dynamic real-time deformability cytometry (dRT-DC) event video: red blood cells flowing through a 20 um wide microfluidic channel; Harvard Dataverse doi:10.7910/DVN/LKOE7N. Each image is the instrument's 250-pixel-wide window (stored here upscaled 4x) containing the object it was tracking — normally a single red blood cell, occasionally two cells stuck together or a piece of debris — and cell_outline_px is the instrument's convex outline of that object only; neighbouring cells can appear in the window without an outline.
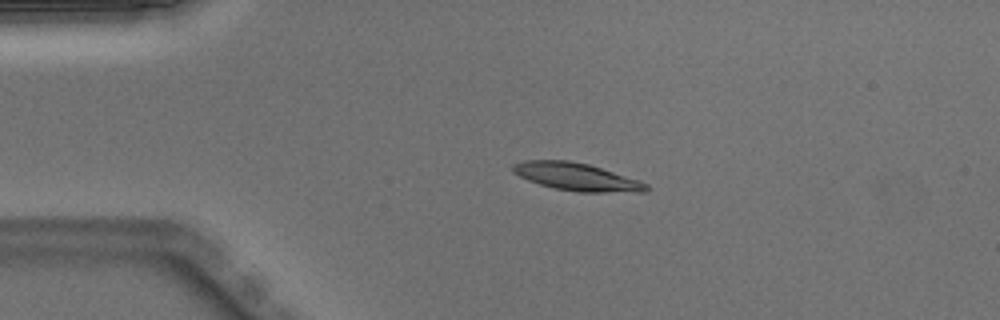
{"species": "Egyptian fruit bat (a non-hibernating species)", "species_latin": "Rousettus aegyptiacus", "temperature_condition": "warm", "stored_images_in_passage": 40, "camera_frame_rate_fps": 3000, "um_per_image_px": 0.085, "animal": {"sex": "male"}, "frame": {"image": 1, "passage_image": 1, "time_ms": 0.0, "image_size_px": [1000, 320], "cell_outline_px": [[648, 192], [576, 192], [556, 188], [540, 184], [528, 180], [512, 172], [512, 164], [524, 160], [568, 160], [588, 164], [640, 180], [648, 184]], "centroid_in_image_um": [49.02, 15.03], "position_along_channel_um": 36.0, "area_um2": 21.5}}
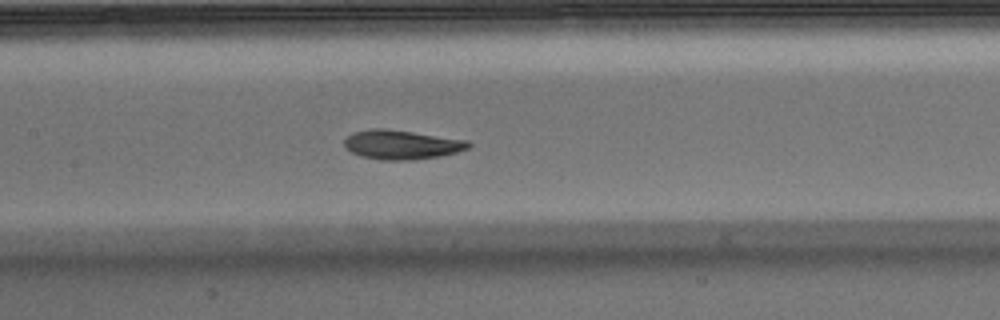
{"frame": {"image": 2, "passage_image": 14, "time_ms": 4.333, "image_size_px": [1000, 320], "cell_outline_px": [[472, 144], [468, 148], [456, 152], [440, 156], [412, 160], [380, 160], [360, 156], [352, 152], [344, 144], [344, 140], [352, 132], [372, 128], [384, 128], [468, 140]], "centroid_in_image_um": [34.13, 12.29], "position_along_channel_um": 173.3, "area_um2": 21.1}}
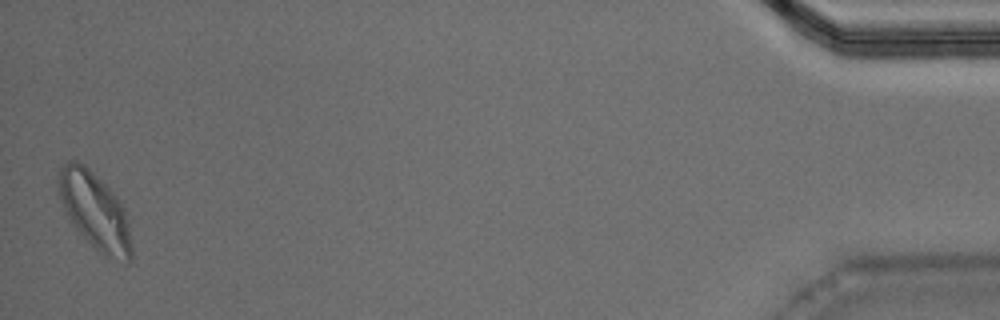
{"frame": {"image": 3, "passage_image": 40, "time_ms": 13.0, "image_size_px": [1000, 320], "cell_outline_px": [[132, 260], [128, 264], [104, 256], [72, 224], [64, 208], [60, 196], [56, 180], [56, 176], [60, 168], [68, 160], [76, 160], [84, 164], [116, 196], [124, 208], [128, 224], [132, 248]], "centroid_in_image_um": [8.06, 17.93], "position_along_channel_um": 427.1, "area_um2": 32.48}, "authors_computed_cell_mechanics": {"area_um2": 21.2415, "velocity_mm_per_s": 3.9737, "shape_relaxation_time_tau1_ms": 2.6807, "shape_relaxation_time_tau2_ms": 1.7699, "deformation_change_tau1": 0.1454, "deformation_change_tau2": 0.0719}}